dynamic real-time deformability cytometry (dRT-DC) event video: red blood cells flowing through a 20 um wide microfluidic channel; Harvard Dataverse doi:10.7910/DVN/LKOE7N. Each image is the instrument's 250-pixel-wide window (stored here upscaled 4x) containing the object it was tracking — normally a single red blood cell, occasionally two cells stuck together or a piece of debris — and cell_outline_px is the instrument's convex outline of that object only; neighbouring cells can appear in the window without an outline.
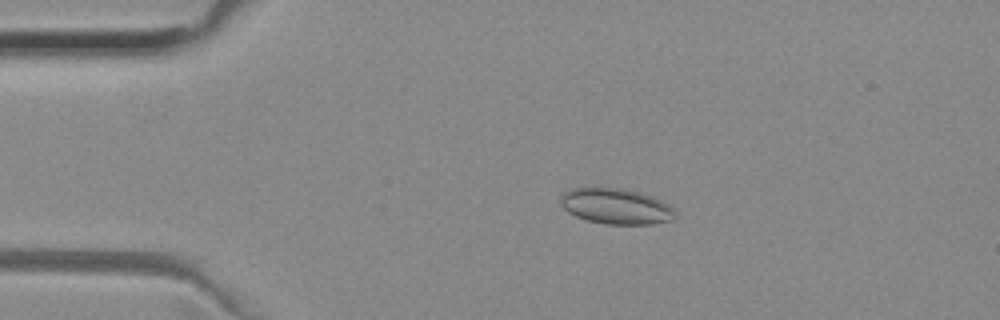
{"species": "common noctule bat (a hibernating species)", "species_latin": "Nyctalus noctula", "temperature_condition": "room temperature", "stored_images_in_passage": 42, "camera_frame_rate_fps": 3000, "um_per_image_px": 0.085, "animal": {"sex": "female", "body_mass_g": 29.2, "forearm_length_mm": 56.3}, "frame": {"image": 1, "passage_image": 1, "time_ms": 0.0, "image_size_px": [1000, 320], "cell_outline_px": [[676, 216], [672, 220], [652, 224], [604, 224], [588, 220], [576, 216], [568, 212], [560, 204], [560, 196], [564, 192], [572, 188], [624, 188], [640, 192], [652, 196], [668, 204], [676, 212]], "centroid_in_image_um": [52.36, 17.53], "position_along_channel_um": 32.6, "area_um2": 23.87}}
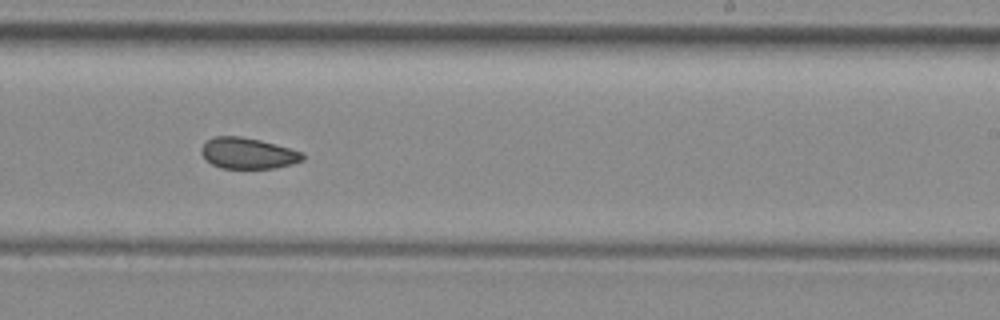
{"frame": {"image": 2, "passage_image": 22, "time_ms": 7.0, "image_size_px": [1000, 320], "cell_outline_px": [[304, 160], [292, 164], [276, 168], [220, 168], [212, 164], [200, 152], [200, 148], [212, 136], [240, 136], [260, 140], [304, 152]], "centroid_in_image_um": [21.09, 13.03], "position_along_channel_um": 267.9, "area_um2": 18.32}}
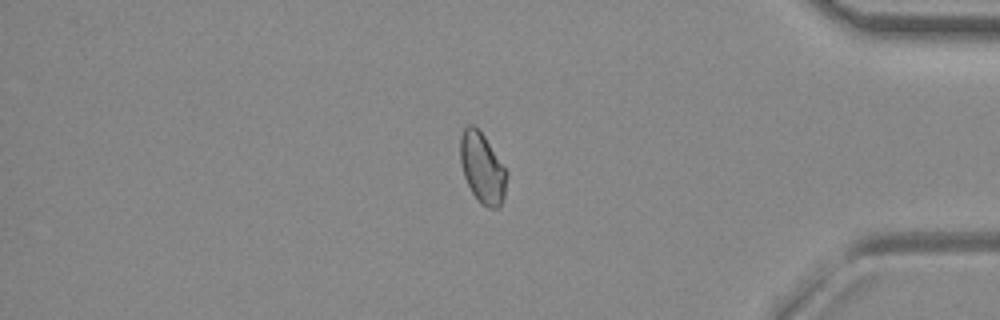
{"frame": {"image": 3, "passage_image": 34, "time_ms": 11.0, "image_size_px": [1000, 320], "cell_outline_px": [[508, 172], [504, 196], [500, 208], [488, 208], [480, 204], [472, 192], [464, 176], [460, 164], [460, 136], [464, 128], [468, 124], [472, 124], [484, 136]], "centroid_in_image_um": [40.99, 14.3], "position_along_channel_um": 394.2, "area_um2": 19.07}, "authors_computed_cell_mechanics": {"area_um2": 19.074, "velocity_mm_per_s": 3.9754, "shape_relaxation_time_tau1_ms": null, "shape_relaxation_time_tau2_ms": 3.9968, "deformation_change_tau1": null, "deformation_change_tau2": 0.0732}}